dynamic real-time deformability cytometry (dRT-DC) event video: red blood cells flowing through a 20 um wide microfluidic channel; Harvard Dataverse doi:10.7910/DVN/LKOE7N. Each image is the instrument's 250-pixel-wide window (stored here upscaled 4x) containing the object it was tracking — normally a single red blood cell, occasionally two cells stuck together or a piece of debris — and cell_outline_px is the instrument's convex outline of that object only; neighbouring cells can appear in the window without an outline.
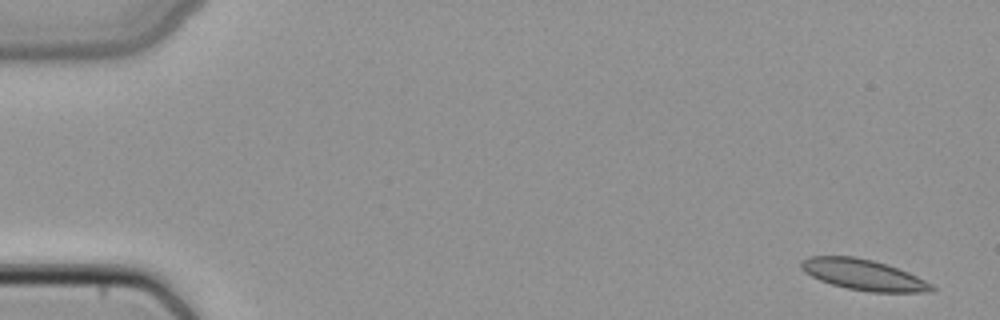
{"species": "common noctule bat (a hibernating species)", "species_latin": "Nyctalus noctula", "temperature_condition": "cold", "stored_images_in_passage": 6, "camera_frame_rate_fps": 3000, "um_per_image_px": 0.085, "animal": {"sex": "female", "body_mass_g": 22.7, "forearm_length_mm": 54.2}, "frame": {"image": 1, "passage_image": 1, "time_ms": 0.0, "image_size_px": [1000, 320], "cell_outline_px": [[936, 288], [932, 292], [872, 292], [848, 288], [832, 284], [820, 280], [804, 272], [800, 268], [800, 260], [808, 256], [856, 256], [872, 260], [908, 272], [932, 284]], "centroid_in_image_um": [73.36, 23.35], "position_along_channel_um": 11.6, "area_um2": 23.29}}
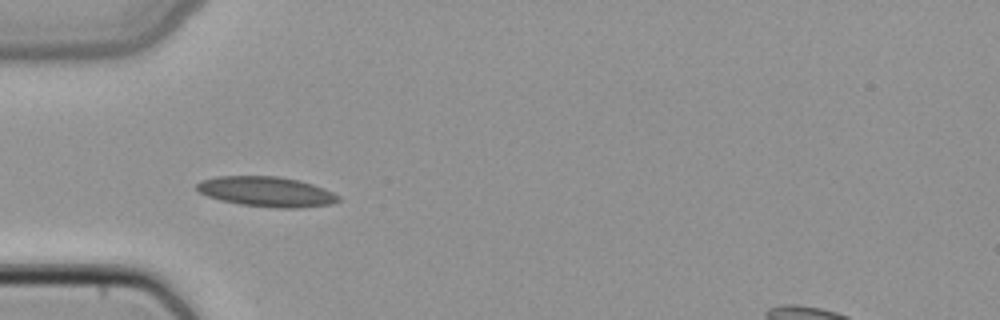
{"frame": {"image": 2, "passage_image": 5, "time_ms": 1.333, "image_size_px": [1000, 320], "cell_outline_px": [[340, 200], [332, 204], [296, 208], [276, 208], [240, 204], [220, 200], [208, 196], [200, 192], [196, 188], [196, 184], [200, 180], [216, 176], [276, 176], [300, 180], [324, 188], [340, 196]], "centroid_in_image_um": [22.65, 16.29], "position_along_channel_um": 62.4, "area_um2": 24.85}}